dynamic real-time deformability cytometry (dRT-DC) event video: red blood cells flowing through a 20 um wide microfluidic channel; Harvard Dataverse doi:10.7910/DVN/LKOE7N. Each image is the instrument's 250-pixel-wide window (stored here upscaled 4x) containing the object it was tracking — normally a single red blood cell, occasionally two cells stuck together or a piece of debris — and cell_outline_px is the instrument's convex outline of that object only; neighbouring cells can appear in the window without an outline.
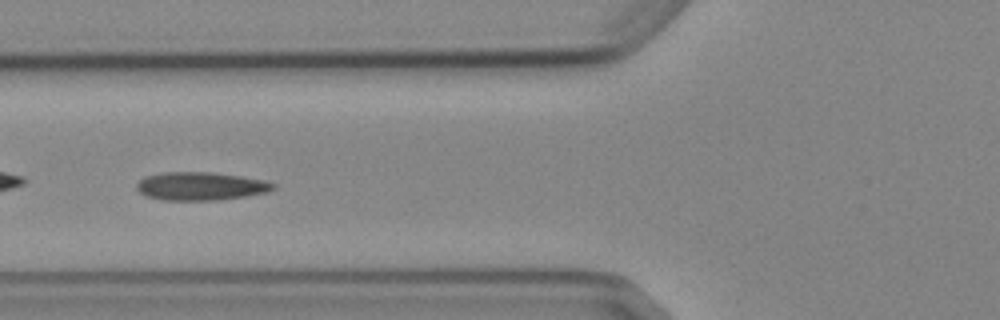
{"species": "Egyptian fruit bat (a non-hibernating species)", "species_latin": "Rousettus aegyptiacus", "temperature_condition": "cold", "stored_images_in_passage": 9, "camera_frame_rate_fps": 3000, "um_per_image_px": 0.085, "animal": {"sex": "female"}, "frame": {"image": 1, "passage_image": 7, "time_ms": 7.0, "image_size_px": [1000, 320], "cell_outline_px": [[276, 188], [268, 192], [248, 196], [216, 200], [164, 200], [148, 196], [140, 192], [136, 188], [136, 184], [144, 176], [164, 172], [212, 172], [240, 176], [264, 180], [276, 184]], "centroid_in_image_um": [17.08, 15.82], "position_along_channel_um": 108.7, "area_um2": 22.48}}